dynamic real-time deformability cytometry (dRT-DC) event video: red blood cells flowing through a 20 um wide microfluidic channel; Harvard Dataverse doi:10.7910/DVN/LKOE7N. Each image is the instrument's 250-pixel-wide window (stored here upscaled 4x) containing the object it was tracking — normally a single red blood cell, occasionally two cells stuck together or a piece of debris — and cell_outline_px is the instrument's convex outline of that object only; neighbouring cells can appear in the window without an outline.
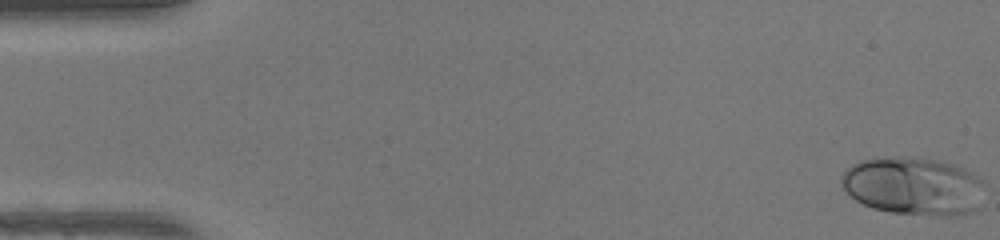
{"species": "human", "species_latin": "Homo sapiens", "temperature_condition": "warm", "stored_images_in_passage": 48, "camera_frame_rate_fps": 3000, "um_per_image_px": 0.085, "donor": {"sex": "female"}, "frame": {"image": 1, "passage_image": 1, "time_ms": 0.0, "image_size_px": [1000, 240], "cell_outline_px": [[984, 184], [980, 208], [972, 212], [952, 216], [936, 216], [892, 212], [872, 208], [856, 200], [844, 188], [840, 180], [840, 176], [852, 164], [860, 160], [900, 156], [940, 160], [964, 168], [972, 172], [984, 180]], "centroid_in_image_um": [77.69, 15.82], "position_along_channel_um": 7.3, "area_um2": 48.84}}
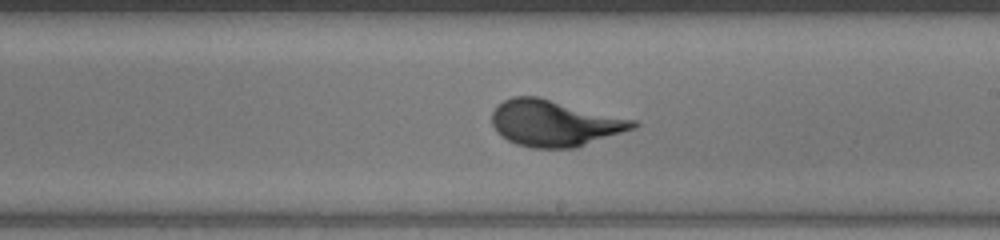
{"frame": {"image": 2, "passage_image": 28, "time_ms": 9.0, "image_size_px": [1000, 240], "cell_outline_px": [[640, 124], [636, 128], [576, 148], [532, 148], [516, 144], [508, 140], [496, 132], [492, 124], [492, 112], [496, 104], [512, 96], [536, 96], [636, 120]], "centroid_in_image_um": [47.13, 10.47], "position_along_channel_um": 241.9, "area_um2": 38.21}}
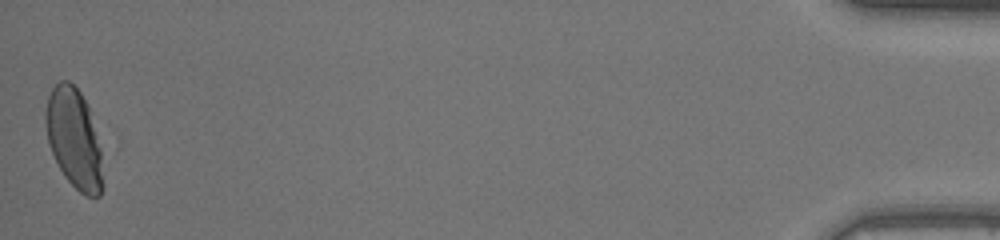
{"frame": {"image": 3, "passage_image": 48, "time_ms": 15.667, "image_size_px": [1000, 240], "cell_outline_px": [[104, 188], [100, 196], [84, 196], [64, 176], [48, 144], [44, 120], [44, 112], [48, 96], [52, 88], [60, 80], [68, 80], [80, 92], [88, 104], [100, 148], [104, 184]], "centroid_in_image_um": [6.29, 11.78], "position_along_channel_um": 428.9, "area_um2": 33.41}, "authors_computed_cell_mechanics": {"area_um2": 37.859, "velocity_mm_per_s": 4.2991, "shape_relaxation_time_tau1_ms": 3.8016, "shape_relaxation_time_tau2_ms": null, "deformation_change_tau1": 0.1912, "deformation_change_tau2": null}}